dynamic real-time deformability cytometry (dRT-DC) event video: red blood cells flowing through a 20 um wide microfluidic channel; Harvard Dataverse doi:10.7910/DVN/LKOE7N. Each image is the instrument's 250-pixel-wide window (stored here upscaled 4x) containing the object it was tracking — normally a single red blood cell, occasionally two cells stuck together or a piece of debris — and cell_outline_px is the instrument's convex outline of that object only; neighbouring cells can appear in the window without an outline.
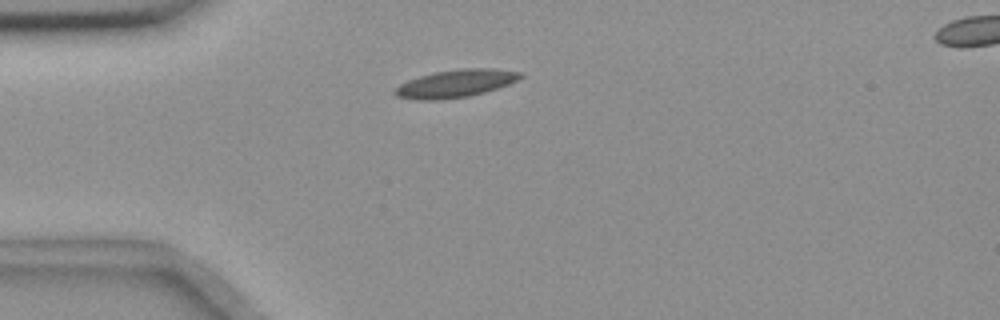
{"species": "common noctule bat (a hibernating species)", "species_latin": "Nyctalus noctula", "temperature_condition": "room temperature", "stored_images_in_passage": 34, "camera_frame_rate_fps": 3000, "um_per_image_px": 0.085, "animal": {"sex": "female", "body_mass_g": 18.4}, "frame": {"image": 1, "passage_image": 1, "time_ms": 0.0, "image_size_px": [1000, 320], "cell_outline_px": [[524, 76], [520, 80], [484, 92], [468, 96], [436, 100], [416, 100], [396, 96], [392, 92], [400, 84], [408, 80], [432, 72], [464, 68], [492, 68], [520, 72]], "centroid_in_image_um": [38.72, 7.09], "position_along_channel_um": 46.3, "area_um2": 20.23}}
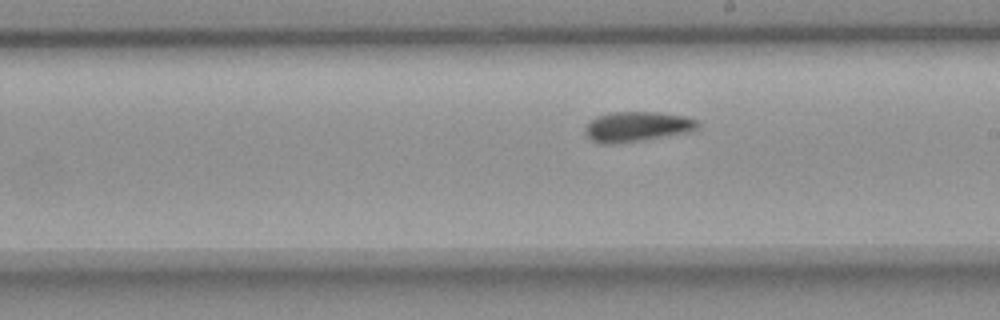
{"frame": {"image": 2, "passage_image": 18, "time_ms": 5.667, "image_size_px": [1000, 320], "cell_outline_px": [[700, 124], [696, 128], [688, 132], [640, 140], [612, 144], [600, 144], [592, 140], [584, 132], [584, 128], [588, 120], [596, 116], [612, 112], [660, 112], [684, 116], [696, 120]], "centroid_in_image_um": [54.08, 10.75], "position_along_channel_um": 234.9, "area_um2": 19.65}}
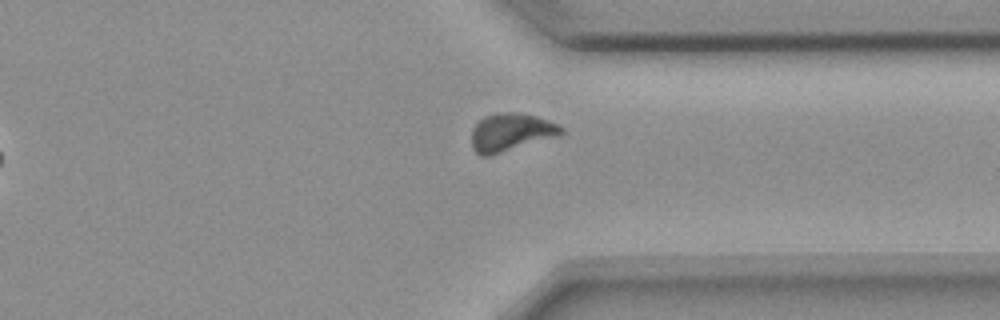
{"frame": {"image": 3, "passage_image": 29, "time_ms": 9.333, "image_size_px": [1000, 320], "cell_outline_px": [[564, 132], [560, 136], [488, 156], [480, 156], [472, 148], [472, 128], [484, 116], [496, 112], [516, 112], [536, 116], [548, 120], [564, 128]], "centroid_in_image_um": [43.43, 11.24], "position_along_channel_um": 368.0, "area_um2": 19.94}, "authors_computed_cell_mechanics": {"area_um2": 19.1318, "velocity_mm_per_s": 3.6359, "shape_relaxation_time_tau1_ms": 4.9752, "shape_relaxation_time_tau2_ms": 3.1888, "deformation_change_tau1": 0.1314, "deformation_change_tau2": 0.0661}}